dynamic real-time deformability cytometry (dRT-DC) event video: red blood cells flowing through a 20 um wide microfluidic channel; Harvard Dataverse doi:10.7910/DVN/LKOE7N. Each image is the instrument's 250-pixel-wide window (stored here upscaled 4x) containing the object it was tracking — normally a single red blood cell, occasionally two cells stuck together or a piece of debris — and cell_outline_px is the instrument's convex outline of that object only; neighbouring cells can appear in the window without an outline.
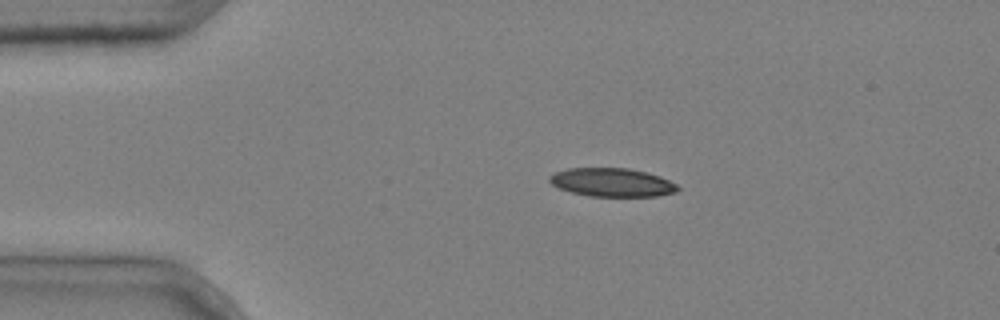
{"species": "common noctule bat (a hibernating species)", "species_latin": "Nyctalus noctula", "temperature_condition": "cold", "stored_images_in_passage": 9, "camera_frame_rate_fps": 3000, "um_per_image_px": 0.085, "animal": {"sex": "male", "body_mass_g": 20.4}, "frame": {"image": 1, "passage_image": 2, "time_ms": 0.333, "image_size_px": [1000, 320], "cell_outline_px": [[680, 188], [676, 192], [656, 196], [588, 196], [572, 192], [560, 188], [552, 184], [548, 180], [548, 176], [556, 172], [568, 168], [628, 168], [648, 172], [660, 176], [676, 184]], "centroid_in_image_um": [52.03, 15.5], "position_along_channel_um": 33.0, "area_um2": 21.27}}
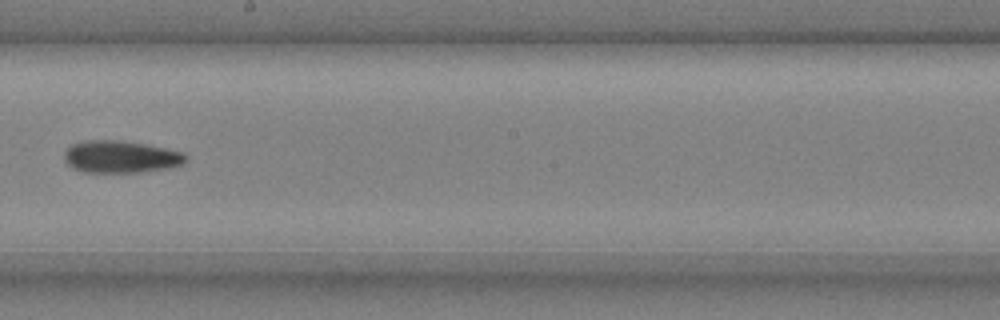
{"frame": {"image": 2, "passage_image": 7, "time_ms": 2.0, "image_size_px": [1000, 320], "cell_outline_px": [[188, 160], [184, 164], [168, 168], [140, 172], [84, 172], [72, 168], [64, 160], [64, 152], [72, 144], [84, 140], [120, 140], [144, 144], [184, 152], [188, 156]], "centroid_in_image_um": [10.27, 13.33], "position_along_channel_um": 237.9, "area_um2": 22.95}}
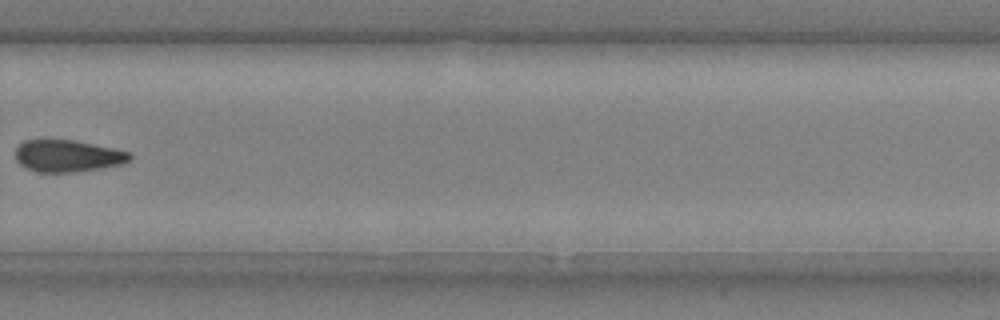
{"frame": {"image": 3, "passage_image": 9, "time_ms": 2.667, "image_size_px": [1000, 320], "cell_outline_px": [[132, 160], [120, 164], [100, 168], [76, 172], [40, 172], [24, 168], [16, 160], [16, 148], [24, 140], [76, 140], [132, 152]], "centroid_in_image_um": [5.77, 13.25], "position_along_channel_um": 324.0, "area_um2": 21.39}}